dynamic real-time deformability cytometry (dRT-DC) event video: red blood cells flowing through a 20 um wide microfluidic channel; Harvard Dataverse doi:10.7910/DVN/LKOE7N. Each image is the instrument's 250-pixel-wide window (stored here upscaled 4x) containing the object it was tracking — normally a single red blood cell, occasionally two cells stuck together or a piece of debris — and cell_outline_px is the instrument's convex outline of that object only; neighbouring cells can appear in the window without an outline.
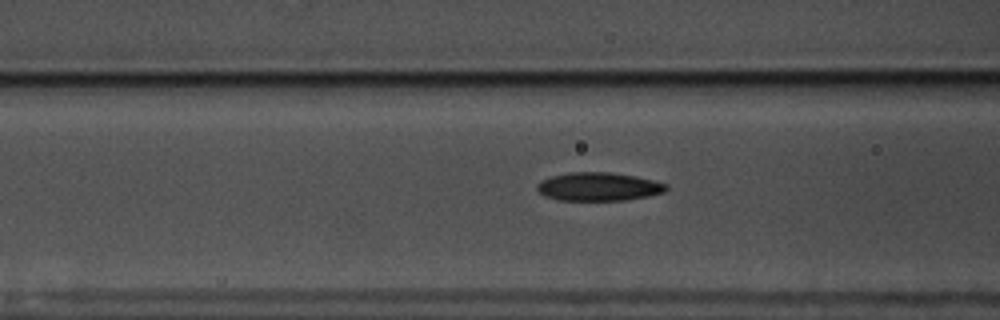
{"species": "common noctule bat (a hibernating species)", "species_latin": "Nyctalus noctula", "temperature_condition": "warm", "stored_images_in_passage": 53, "camera_frame_rate_fps": 3000, "um_per_image_px": 0.085, "animal": {"sex": "male", "body_mass_g": 17.5, "forearm_length_mm": 52.3}, "frame": {"image": 1, "passage_image": 18, "time_ms": 5.667, "image_size_px": [1000, 320], "cell_outline_px": [[668, 188], [664, 192], [648, 196], [624, 200], [556, 200], [544, 196], [536, 188], [536, 184], [540, 180], [552, 176], [568, 172], [608, 172], [636, 176], [668, 184]], "centroid_in_image_um": [50.85, 15.86], "position_along_channel_um": 115.7, "area_um2": 21.44}}
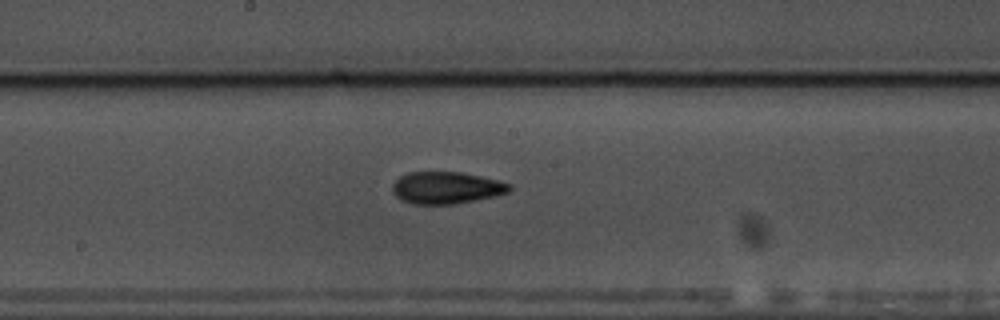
{"frame": {"image": 2, "passage_image": 26, "time_ms": 8.333, "image_size_px": [1000, 320], "cell_outline_px": [[512, 188], [508, 192], [496, 196], [452, 204], [412, 204], [400, 200], [392, 192], [392, 184], [400, 176], [408, 172], [460, 172], [480, 176], [512, 184]], "centroid_in_image_um": [37.91, 15.96], "position_along_channel_um": 210.3, "area_um2": 21.85}}
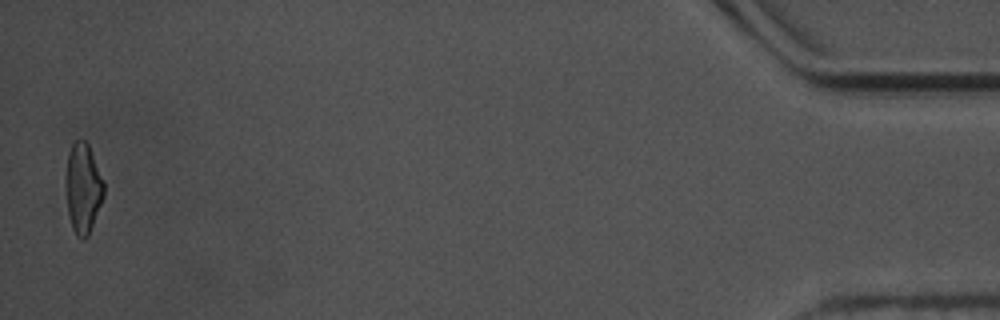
{"frame": {"image": 3, "passage_image": 52, "time_ms": 17.0, "image_size_px": [1000, 320], "cell_outline_px": [[104, 196], [88, 236], [84, 240], [76, 236], [72, 228], [68, 212], [68, 152], [72, 144], [76, 140], [84, 140], [88, 144], [104, 184]], "centroid_in_image_um": [7.09, 16.04], "position_along_channel_um": 428.1, "area_um2": 19.13}, "authors_computed_cell_mechanics": {"area_um2": 20.6924, "velocity_mm_per_s": 3.5521, "shape_relaxation_time_tau1_ms": 5.931, "shape_relaxation_time_tau2_ms": 3.0381, "deformation_change_tau1": 0.1902, "deformation_change_tau2": 0.0952}}